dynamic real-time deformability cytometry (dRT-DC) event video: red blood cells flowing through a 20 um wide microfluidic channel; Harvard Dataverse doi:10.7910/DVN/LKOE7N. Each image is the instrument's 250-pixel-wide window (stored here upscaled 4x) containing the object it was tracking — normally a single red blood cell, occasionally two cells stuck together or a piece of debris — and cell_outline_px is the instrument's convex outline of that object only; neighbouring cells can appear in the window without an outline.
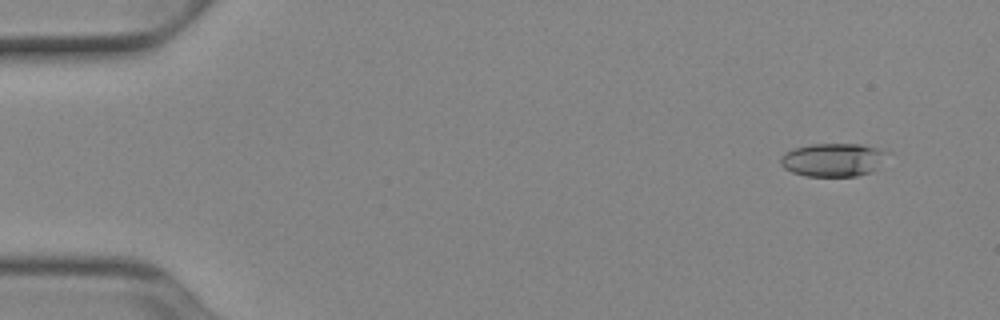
{"species": "Egyptian fruit bat (a non-hibernating species)", "species_latin": "Rousettus aegyptiacus", "temperature_condition": "cold", "stored_images_in_passage": 52, "camera_frame_rate_fps": 3000, "um_per_image_px": 0.085, "animal": {"sex": "female"}, "frame": {"image": 1, "passage_image": 4, "time_ms": 1.0, "image_size_px": [1000, 320], "cell_outline_px": [[892, 152], [872, 172], [856, 176], [804, 176], [792, 172], [784, 168], [780, 164], [780, 156], [784, 152], [796, 148], [812, 144], [860, 144], [880, 148]], "centroid_in_image_um": [70.84, 13.58], "position_along_channel_um": 14.2, "area_um2": 20.98}}
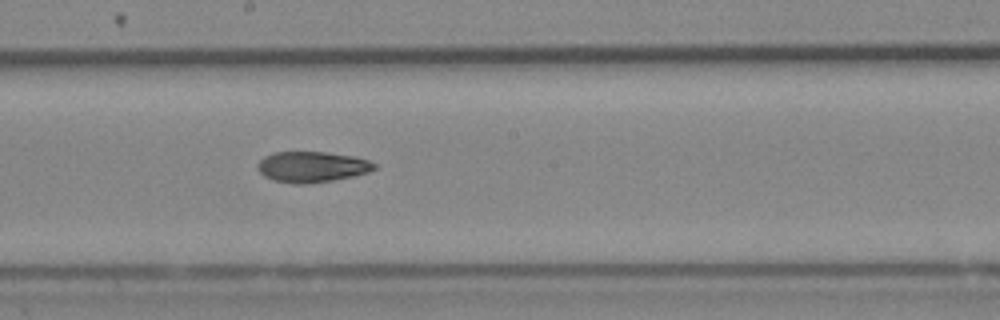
{"frame": {"image": 2, "passage_image": 29, "time_ms": 9.333, "image_size_px": [1000, 320], "cell_outline_px": [[376, 168], [368, 172], [352, 176], [332, 180], [304, 184], [292, 184], [272, 180], [264, 176], [256, 168], [256, 164], [264, 156], [272, 152], [324, 152], [356, 156], [368, 160], [376, 164]], "centroid_in_image_um": [26.48, 14.18], "position_along_channel_um": 221.7, "area_um2": 21.04}}
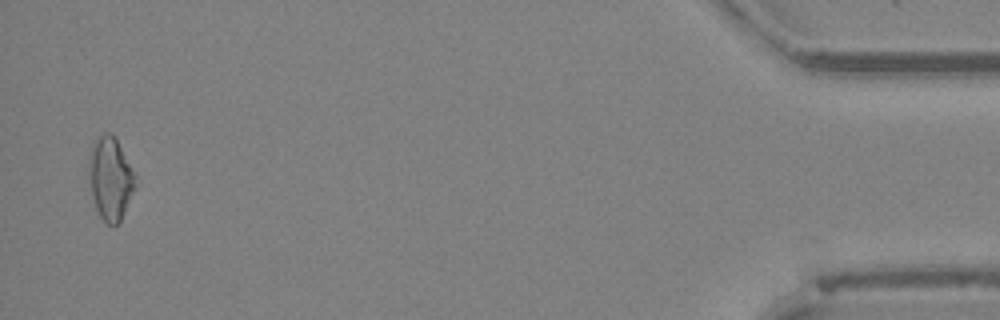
{"frame": {"image": 3, "passage_image": 51, "time_ms": 16.667, "image_size_px": [1000, 320], "cell_outline_px": [[140, 180], [120, 220], [112, 228], [100, 216], [96, 208], [92, 196], [88, 176], [88, 164], [92, 144], [104, 132], [112, 132]], "centroid_in_image_um": [9.41, 15.16], "position_along_channel_um": 425.8, "area_um2": 22.83}, "authors_computed_cell_mechanics": {"area_um2": 21.0392, "velocity_mm_per_s": 3.9249, "shape_relaxation_time_tau1_ms": 7.5775, "shape_relaxation_time_tau2_ms": 5.9334, "deformation_change_tau1": 0.1639, "deformation_change_tau2": 0.1391}}